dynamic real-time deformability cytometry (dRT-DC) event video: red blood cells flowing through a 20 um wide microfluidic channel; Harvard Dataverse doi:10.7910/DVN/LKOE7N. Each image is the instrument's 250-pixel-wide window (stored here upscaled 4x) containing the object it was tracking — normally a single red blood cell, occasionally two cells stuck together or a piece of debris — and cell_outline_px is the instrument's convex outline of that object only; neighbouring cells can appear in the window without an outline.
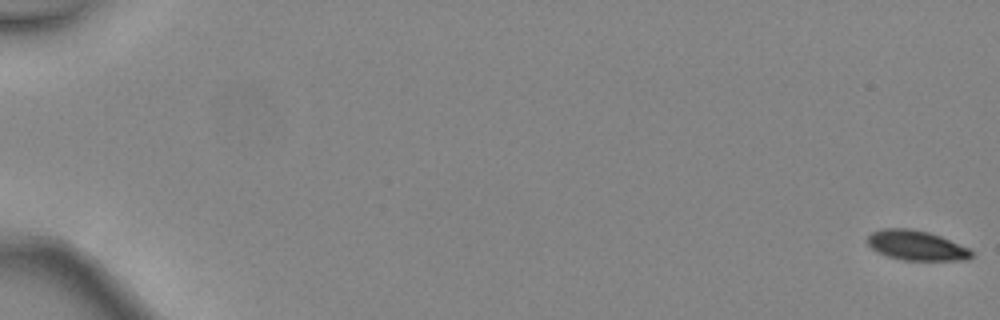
{"species": "common noctule bat (a hibernating species)", "species_latin": "Nyctalus noctula", "temperature_condition": "warm", "stored_images_in_passage": 48, "camera_frame_rate_fps": 3000, "um_per_image_px": 0.085, "animal": {"sex": "female", "body_mass_g": 24.6, "forearm_length_mm": 56.2}, "frame": {"image": 1, "passage_image": 1, "time_ms": 0.0, "image_size_px": [1000, 320], "cell_outline_px": [[972, 256], [968, 260], [904, 260], [888, 256], [876, 252], [868, 244], [868, 236], [872, 232], [880, 228], [908, 228], [928, 232], [940, 236], [968, 248], [972, 252]], "centroid_in_image_um": [77.86, 20.86], "position_along_channel_um": 7.1, "area_um2": 17.98}}
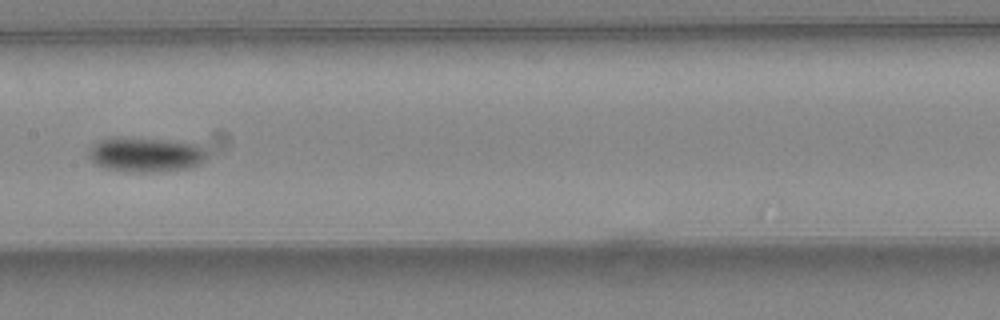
{"frame": {"image": 2, "passage_image": 27, "time_ms": 8.667, "image_size_px": [1000, 320], "cell_outline_px": [[208, 156], [200, 164], [192, 168], [152, 172], [128, 172], [104, 168], [96, 164], [88, 156], [88, 152], [92, 144], [100, 140], [112, 136], [120, 136], [168, 140], [200, 144], [208, 152]], "centroid_in_image_um": [12.39, 13.13], "position_along_channel_um": 195.0, "area_um2": 24.57}}
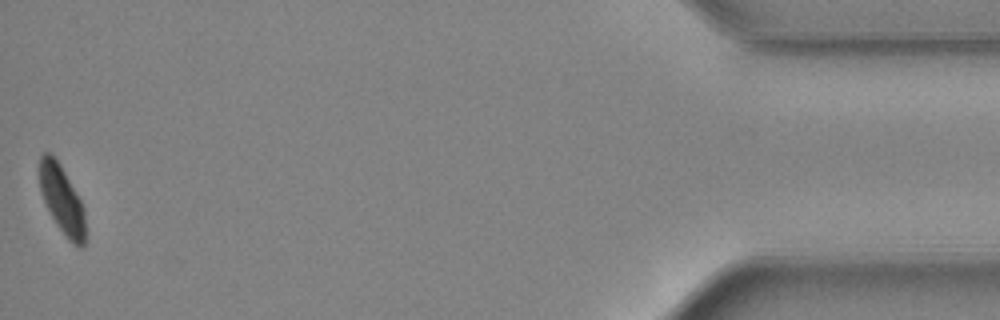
{"frame": {"image": 3, "passage_image": 48, "time_ms": 15.667, "image_size_px": [1000, 320], "cell_outline_px": [[84, 248], [80, 248], [72, 244], [68, 240], [56, 224], [44, 200], [40, 188], [40, 156], [44, 152], [52, 152], [56, 156], [80, 200], [84, 208]], "centroid_in_image_um": [5.26, 16.95], "position_along_channel_um": 429.9, "area_um2": 18.03}, "authors_computed_cell_mechanics": {"area_um2": 20.7213, "velocity_mm_per_s": 4.5556, "shape_relaxation_time_tau1_ms": 1.9772, "shape_relaxation_time_tau2_ms": null, "deformation_change_tau1": 0.0981, "deformation_change_tau2": null}}